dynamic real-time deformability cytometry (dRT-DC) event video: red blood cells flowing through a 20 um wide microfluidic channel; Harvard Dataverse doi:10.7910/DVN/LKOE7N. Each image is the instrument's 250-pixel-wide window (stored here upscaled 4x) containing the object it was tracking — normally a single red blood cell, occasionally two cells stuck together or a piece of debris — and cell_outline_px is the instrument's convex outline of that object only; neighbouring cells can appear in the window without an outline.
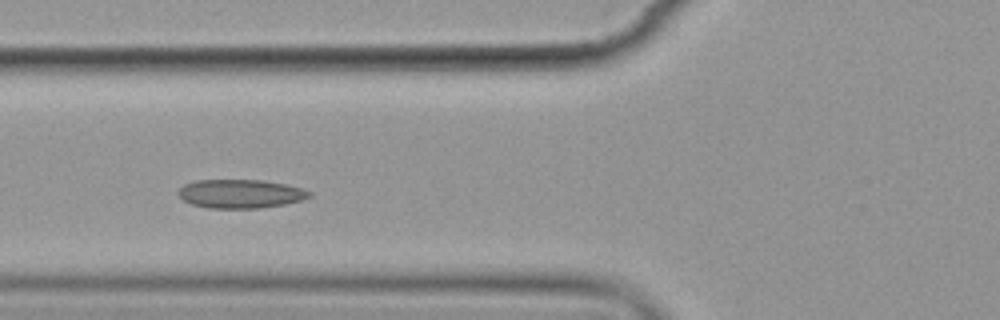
{"species": "common noctule bat (a hibernating species)", "species_latin": "Nyctalus noctula", "temperature_condition": "cold", "stored_images_in_passage": 7, "camera_frame_rate_fps": 3000, "um_per_image_px": 0.085, "animal": {"sex": "female", "body_mass_g": 19.9}, "frame": {"image": 1, "passage_image": 5, "time_ms": 4.667, "image_size_px": [1000, 320], "cell_outline_px": [[312, 196], [300, 200], [284, 204], [260, 208], [208, 208], [192, 204], [184, 200], [176, 192], [184, 184], [196, 180], [260, 180], [288, 184], [312, 192]], "centroid_in_image_um": [20.43, 16.46], "position_along_channel_um": 105.4, "area_um2": 21.91}}
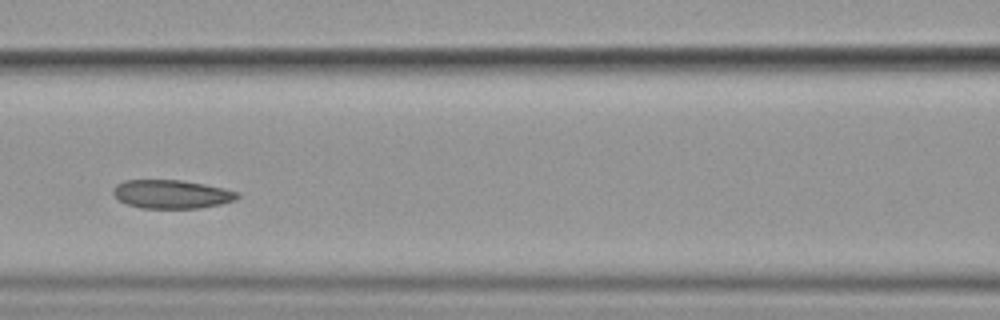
{"frame": {"image": 2, "passage_image": 6, "time_ms": 6.0, "image_size_px": [1000, 320], "cell_outline_px": [[240, 196], [236, 200], [220, 204], [200, 208], [140, 208], [128, 204], [120, 200], [112, 192], [112, 188], [116, 184], [124, 180], [180, 180], [204, 184], [224, 188], [240, 192]], "centroid_in_image_um": [14.61, 16.5], "position_along_channel_um": 152.0, "area_um2": 20.75}}
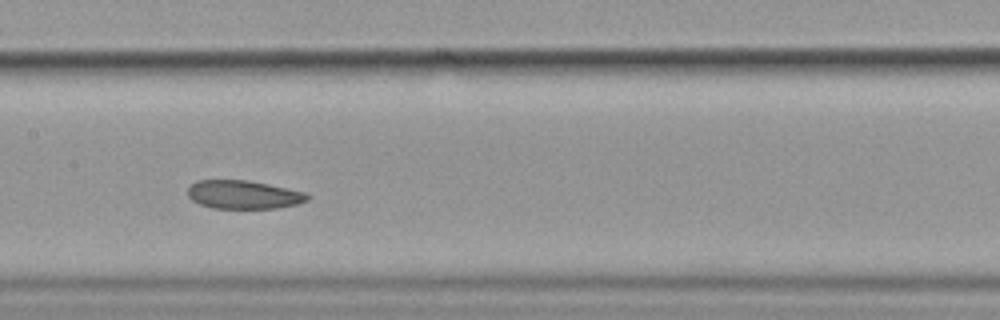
{"frame": {"image": 3, "passage_image": 7, "time_ms": 7.0, "image_size_px": [1000, 320], "cell_outline_px": [[312, 196], [308, 200], [296, 204], [276, 208], [212, 208], [200, 204], [192, 200], [188, 196], [188, 188], [196, 180], [248, 180], [308, 192]], "centroid_in_image_um": [20.73, 16.54], "position_along_channel_um": 186.7, "area_um2": 19.94}}